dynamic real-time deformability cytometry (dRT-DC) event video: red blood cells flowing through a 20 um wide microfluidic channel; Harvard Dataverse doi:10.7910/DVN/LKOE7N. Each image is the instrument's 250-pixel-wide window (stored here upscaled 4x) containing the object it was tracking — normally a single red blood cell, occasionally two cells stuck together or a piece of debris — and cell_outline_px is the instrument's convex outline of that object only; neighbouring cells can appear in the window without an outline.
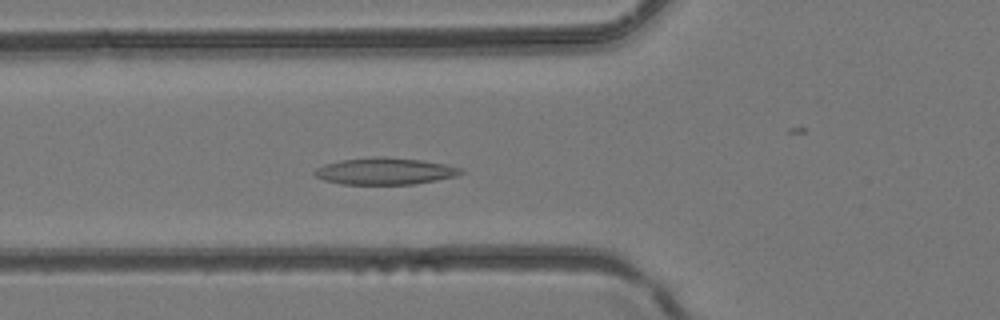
{"species": "common noctule bat (a hibernating species)", "species_latin": "Nyctalus noctula", "temperature_condition": "room temperature", "stored_images_in_passage": 40, "camera_frame_rate_fps": 3000, "um_per_image_px": 0.085, "animal": {"sex": "female", "body_mass_g": 24.6, "forearm_length_mm": 56.2}, "frame": {"image": 1, "passage_image": 13, "time_ms": 4.0, "image_size_px": [1000, 320], "cell_outline_px": [[464, 172], [456, 176], [436, 180], [412, 184], [340, 184], [324, 180], [316, 176], [312, 172], [316, 168], [324, 164], [340, 160], [380, 156], [384, 156], [424, 160], [444, 164], [460, 168]], "centroid_in_image_um": [32.69, 14.54], "position_along_channel_um": 93.1, "area_um2": 22.83}}
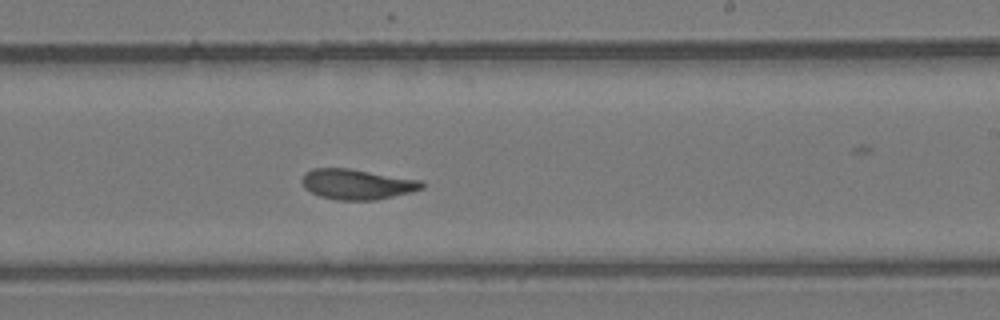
{"frame": {"image": 2, "passage_image": 23, "time_ms": 7.333, "image_size_px": [1000, 320], "cell_outline_px": [[424, 188], [412, 192], [376, 200], [336, 200], [320, 196], [304, 188], [300, 180], [304, 172], [312, 168], [348, 168], [420, 180], [424, 184]], "centroid_in_image_um": [30.31, 15.66], "position_along_channel_um": 258.7, "area_um2": 21.27}}
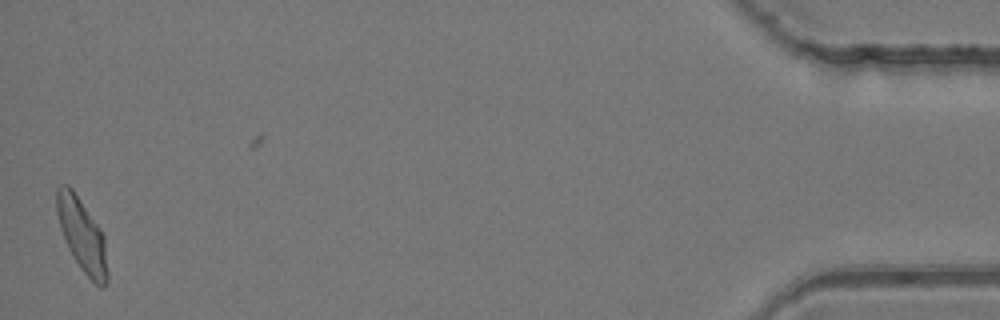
{"frame": {"image": 3, "passage_image": 39, "time_ms": 12.667, "image_size_px": [1000, 320], "cell_outline_px": [[108, 284], [104, 288], [100, 288], [80, 268], [72, 256], [68, 248], [60, 228], [56, 212], [56, 188], [60, 184], [68, 184], [72, 188], [100, 228], [104, 236], [108, 272]], "centroid_in_image_um": [6.97, 20.0], "position_along_channel_um": 428.2, "area_um2": 21.79}}